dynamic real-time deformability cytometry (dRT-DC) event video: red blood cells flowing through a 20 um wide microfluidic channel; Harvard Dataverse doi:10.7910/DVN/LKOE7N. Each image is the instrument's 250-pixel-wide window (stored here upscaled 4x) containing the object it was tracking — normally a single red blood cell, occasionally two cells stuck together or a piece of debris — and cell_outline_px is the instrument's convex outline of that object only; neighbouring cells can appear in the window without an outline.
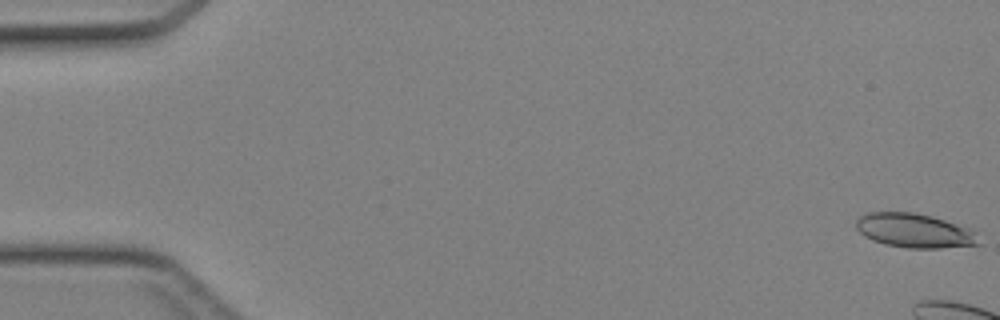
{"species": "Egyptian fruit bat (a non-hibernating species)", "species_latin": "Rousettus aegyptiacus", "temperature_condition": "cold", "stored_images_in_passage": 7, "camera_frame_rate_fps": 3000, "um_per_image_px": 0.085, "animal": {"sex": "female"}, "frame": {"image": 1, "passage_image": 1, "time_ms": 0.0, "image_size_px": [1000, 320], "cell_outline_px": [[984, 244], [940, 248], [908, 248], [884, 244], [872, 240], [864, 236], [856, 228], [856, 220], [860, 216], [868, 212], [912, 212], [932, 216], [972, 228], [976, 232]], "centroid_in_image_um": [77.79, 19.61], "position_along_channel_um": 7.2, "area_um2": 24.8}}